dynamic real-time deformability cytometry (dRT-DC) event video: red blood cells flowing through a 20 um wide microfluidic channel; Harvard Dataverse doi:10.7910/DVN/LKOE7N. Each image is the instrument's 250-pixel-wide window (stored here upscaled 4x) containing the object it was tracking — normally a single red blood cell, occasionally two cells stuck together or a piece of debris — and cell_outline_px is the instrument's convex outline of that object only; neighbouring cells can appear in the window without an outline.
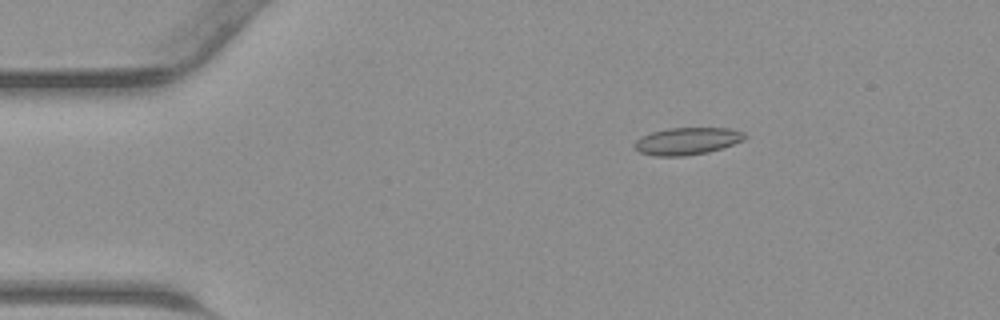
{"species": "common noctule bat (a hibernating species)", "species_latin": "Nyctalus noctula", "temperature_condition": "warm", "stored_images_in_passage": 41, "camera_frame_rate_fps": 3000, "um_per_image_px": 0.085, "animal": {"sex": "male", "body_mass_g": 23.1, "forearm_length_mm": 52.7}, "frame": {"image": 1, "passage_image": 4, "time_ms": 1.0, "image_size_px": [1000, 320], "cell_outline_px": [[748, 136], [744, 140], [708, 152], [684, 156], [656, 156], [640, 152], [632, 144], [636, 140], [652, 132], [668, 128], [728, 128], [744, 132]], "centroid_in_image_um": [58.42, 11.99], "position_along_channel_um": 26.6, "area_um2": 17.34}}
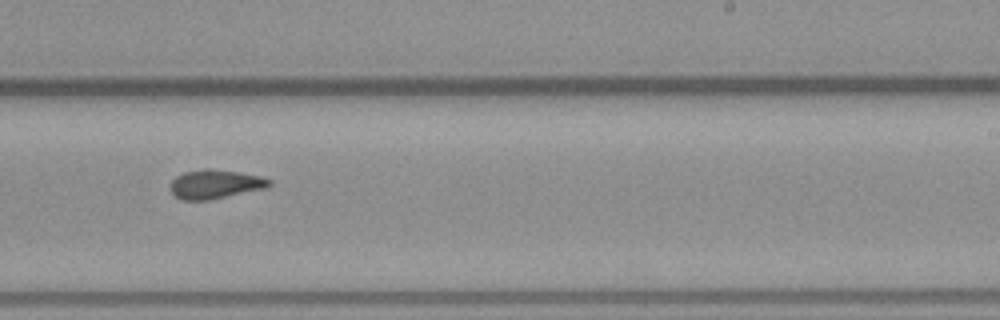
{"frame": {"image": 2, "passage_image": 24, "time_ms": 7.667, "image_size_px": [1000, 320], "cell_outline_px": [[272, 184], [264, 188], [208, 200], [180, 200], [168, 188], [172, 180], [176, 176], [184, 172], [204, 168], [208, 168], [240, 172], [260, 176], [272, 180]], "centroid_in_image_um": [18.25, 15.64], "position_along_channel_um": 270.7, "area_um2": 16.7}}
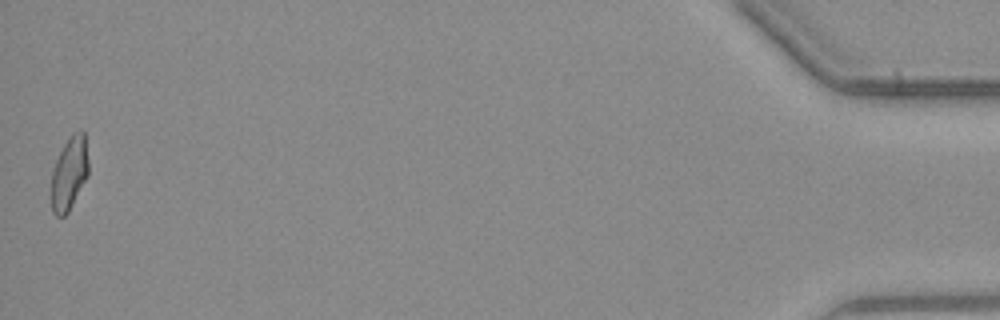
{"frame": {"image": 3, "passage_image": 41, "time_ms": 13.333, "image_size_px": [1000, 320], "cell_outline_px": [[88, 176], [68, 212], [64, 216], [56, 216], [52, 212], [52, 172], [56, 160], [64, 144], [72, 132], [84, 132], [88, 160]], "centroid_in_image_um": [5.89, 14.75], "position_along_channel_um": 429.3, "area_um2": 15.66}}